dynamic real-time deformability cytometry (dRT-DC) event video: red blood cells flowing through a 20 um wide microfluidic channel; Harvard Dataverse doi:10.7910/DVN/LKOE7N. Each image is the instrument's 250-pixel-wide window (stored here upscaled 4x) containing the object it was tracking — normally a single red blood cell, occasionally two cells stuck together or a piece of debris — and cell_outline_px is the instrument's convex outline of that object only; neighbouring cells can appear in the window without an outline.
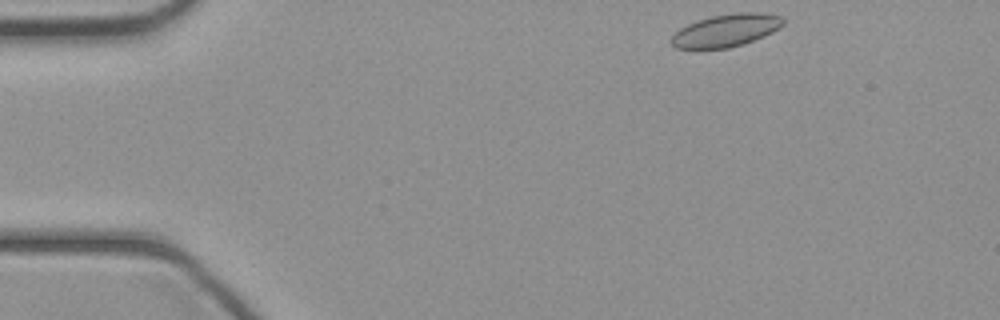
{"species": "common noctule bat (a hibernating species)", "species_latin": "Nyctalus noctula", "temperature_condition": "cold", "stored_images_in_passage": 39, "camera_frame_rate_fps": 3000, "um_per_image_px": 0.085, "animal": {"sex": "female", "body_mass_g": 21.9}, "frame": {"image": 1, "passage_image": 1, "time_ms": 0.0, "image_size_px": [1000, 320], "cell_outline_px": [[784, 24], [772, 32], [764, 36], [744, 44], [728, 48], [676, 48], [668, 40], [680, 28], [696, 20], [712, 16], [736, 12], [764, 12], [780, 16], [784, 20]], "centroid_in_image_um": [61.72, 2.57], "position_along_channel_um": 23.3, "area_um2": 21.27}}
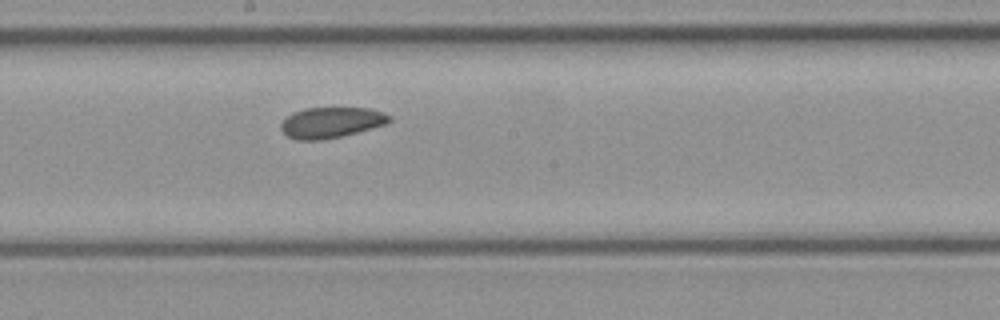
{"frame": {"image": 2, "passage_image": 19, "time_ms": 6.0, "image_size_px": [1000, 320], "cell_outline_px": [[392, 120], [384, 124], [356, 132], [340, 136], [320, 140], [296, 140], [288, 136], [280, 128], [280, 124], [292, 112], [304, 108], [368, 108], [384, 112], [392, 116]], "centroid_in_image_um": [28.14, 10.4], "position_along_channel_um": 220.1, "area_um2": 19.25}}
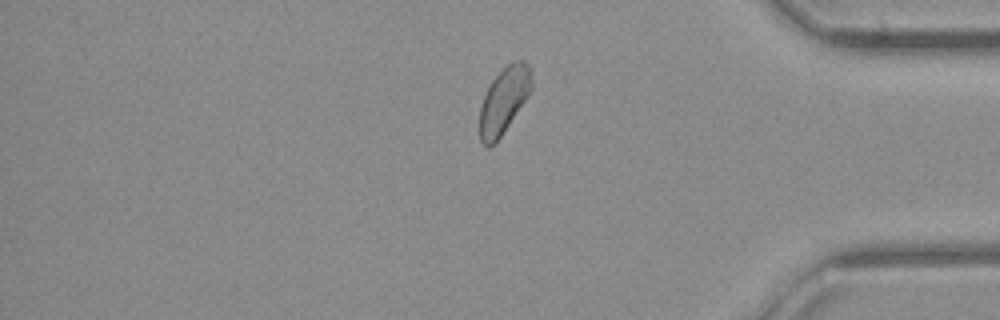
{"frame": {"image": 3, "passage_image": 32, "time_ms": 10.333, "image_size_px": [1000, 320], "cell_outline_px": [[532, 88], [528, 96], [500, 136], [488, 148], [480, 140], [480, 104], [492, 80], [512, 60], [524, 60], [528, 64], [532, 80]], "centroid_in_image_um": [42.83, 8.5], "position_along_channel_um": 392.4, "area_um2": 19.59}}